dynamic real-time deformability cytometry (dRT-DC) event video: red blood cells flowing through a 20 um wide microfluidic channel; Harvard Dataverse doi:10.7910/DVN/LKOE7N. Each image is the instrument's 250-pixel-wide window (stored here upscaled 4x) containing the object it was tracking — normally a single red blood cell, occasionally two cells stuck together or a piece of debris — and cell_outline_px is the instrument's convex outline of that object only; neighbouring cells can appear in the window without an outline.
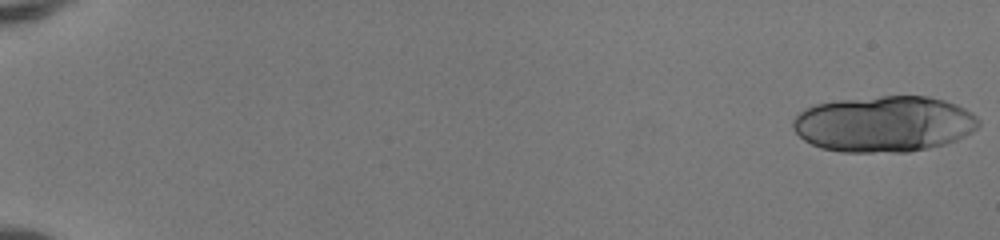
{"species": "human", "species_latin": "Homo sapiens", "temperature_condition": "room temperature", "stored_images_in_passage": 23, "camera_frame_rate_fps": 3000, "um_per_image_px": 0.085, "donor": {"sex": "female"}, "frame": {"image": 1, "passage_image": 1, "time_ms": 0.0, "image_size_px": [1000, 240], "cell_outline_px": [[980, 124], [972, 132], [956, 140], [944, 144], [928, 148], [908, 152], [840, 152], [820, 148], [804, 140], [792, 128], [792, 124], [796, 116], [800, 112], [816, 104], [840, 100], [880, 96], [928, 96], [944, 100], [956, 104], [972, 112], [980, 120]], "centroid_in_image_um": [75.16, 10.54], "position_along_channel_um": 9.8, "area_um2": 60.69}}
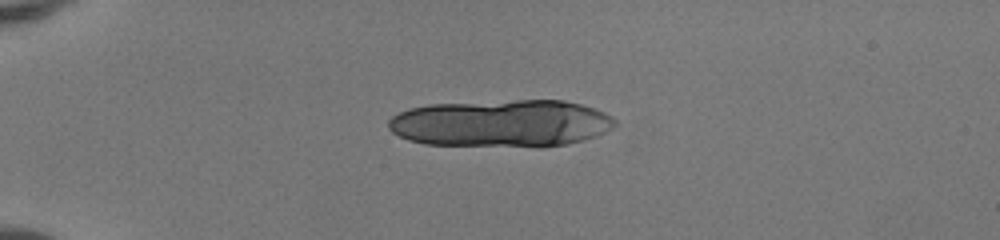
{"frame": {"image": 2, "passage_image": 14, "time_ms": 4.333, "image_size_px": [1000, 240], "cell_outline_px": [[616, 124], [612, 128], [596, 136], [584, 140], [568, 144], [544, 148], [540, 148], [424, 144], [408, 140], [392, 132], [388, 128], [388, 120], [392, 116], [400, 112], [412, 108], [432, 104], [516, 100], [564, 100], [596, 108], [612, 116], [616, 120]], "centroid_in_image_um": [42.65, 10.51], "position_along_channel_um": 42.3, "area_um2": 63.29}}